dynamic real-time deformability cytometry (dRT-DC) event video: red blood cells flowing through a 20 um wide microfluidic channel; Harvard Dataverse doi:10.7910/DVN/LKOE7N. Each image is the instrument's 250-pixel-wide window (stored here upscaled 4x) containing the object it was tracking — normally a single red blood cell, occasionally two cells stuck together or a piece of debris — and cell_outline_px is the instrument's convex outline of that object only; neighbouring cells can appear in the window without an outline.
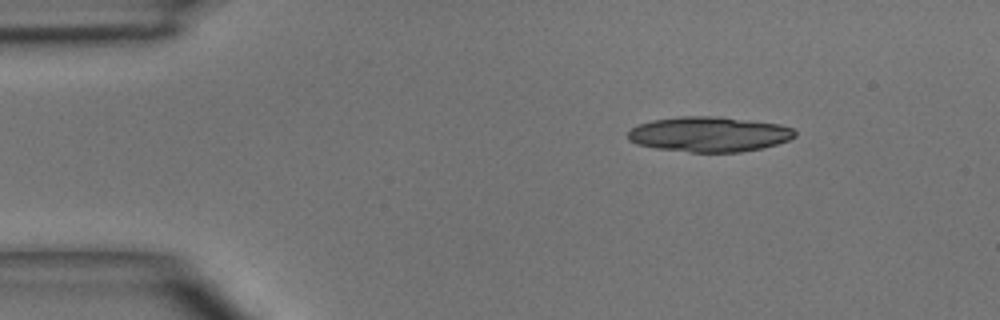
{"species": "common noctule bat (a hibernating species)", "species_latin": "Nyctalus noctula", "temperature_condition": "room temperature", "stored_images_in_passage": 4, "camera_frame_rate_fps": 3000, "um_per_image_px": 0.085, "animal": {"sex": "male", "body_mass_g": 15.6}, "frame": {"image": 1, "passage_image": 1, "time_ms": 0.0, "image_size_px": [1000, 320], "cell_outline_px": [[796, 136], [788, 140], [776, 144], [760, 148], [740, 152], [688, 152], [656, 148], [636, 144], [628, 140], [628, 132], [632, 128], [640, 124], [652, 120], [680, 116], [720, 116], [780, 124], [792, 128], [796, 132]], "centroid_in_image_um": [60.27, 11.4], "position_along_channel_um": 24.7, "area_um2": 34.22}}